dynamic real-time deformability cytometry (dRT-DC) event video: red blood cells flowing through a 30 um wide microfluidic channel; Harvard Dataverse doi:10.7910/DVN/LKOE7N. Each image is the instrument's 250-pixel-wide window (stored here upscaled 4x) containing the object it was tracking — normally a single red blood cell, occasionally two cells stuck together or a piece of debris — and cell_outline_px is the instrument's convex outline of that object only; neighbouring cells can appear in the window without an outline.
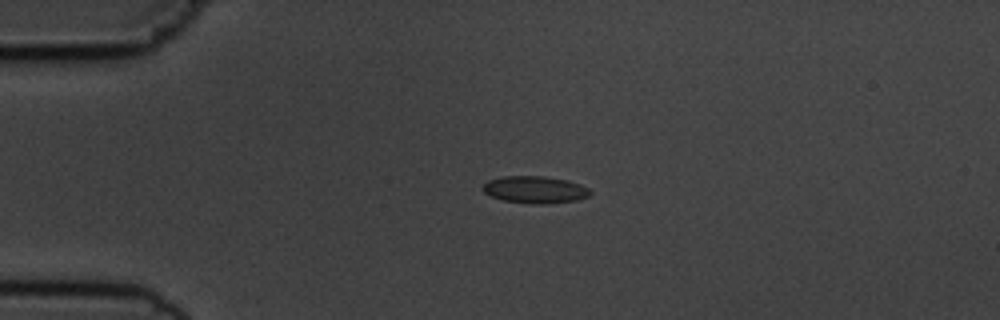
{"species": "common noctule bat (a hibernating species)", "species_latin": "Nyctalus noctula", "temperature_condition": "cold", "stored_images_in_passage": 4, "camera_frame_rate_fps": 3000, "um_per_image_px": 0.085, "animal": {"sex": "male", "body_mass_g": 19.5, "forearm_length_mm": 54.6}, "frame": {"image": 1, "passage_image": 2, "time_ms": 1.0, "image_size_px": [1000, 320], "cell_outline_px": [[592, 192], [588, 196], [576, 200], [540, 204], [532, 204], [504, 200], [492, 196], [484, 192], [480, 188], [488, 180], [500, 176], [544, 176], [568, 180], [580, 184], [588, 188]], "centroid_in_image_um": [45.45, 16.11], "position_along_channel_um": 39.5, "area_um2": 16.94}}
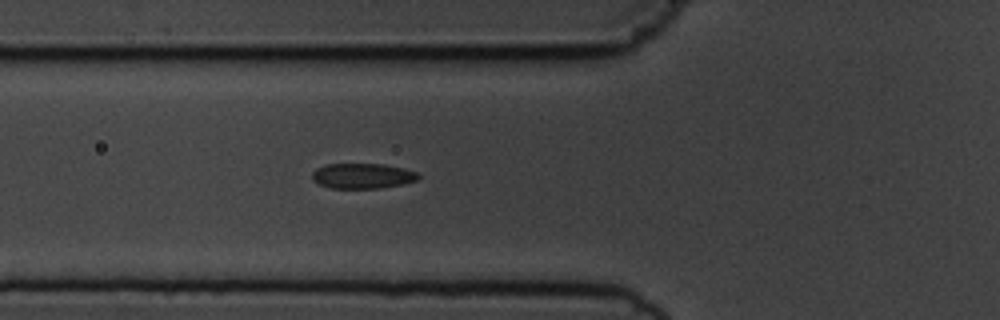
{"frame": {"image": 2, "passage_image": 4, "time_ms": 3.333, "image_size_px": [1000, 320], "cell_outline_px": [[420, 176], [416, 180], [404, 184], [380, 188], [332, 188], [320, 184], [312, 180], [312, 172], [316, 168], [324, 164], [384, 164], [404, 168], [416, 172]], "centroid_in_image_um": [30.8, 14.94], "position_along_channel_um": 95.0, "area_um2": 15.66}}